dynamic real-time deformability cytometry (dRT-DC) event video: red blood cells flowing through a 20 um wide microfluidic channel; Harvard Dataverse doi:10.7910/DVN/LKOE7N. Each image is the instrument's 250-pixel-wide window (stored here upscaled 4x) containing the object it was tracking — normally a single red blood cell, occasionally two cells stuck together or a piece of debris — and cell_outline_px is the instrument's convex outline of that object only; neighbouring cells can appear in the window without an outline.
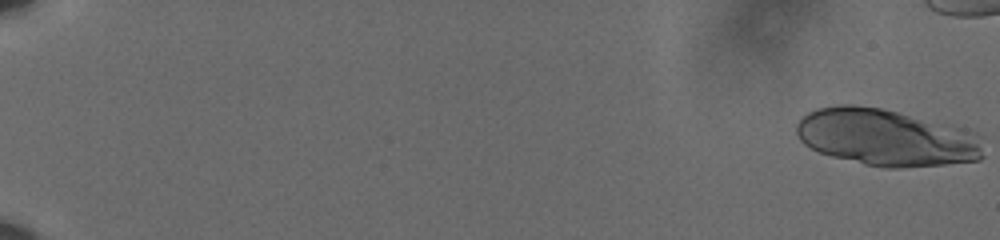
{"species": "human", "species_latin": "Homo sapiens", "temperature_condition": "cold", "stored_images_in_passage": 13, "camera_frame_rate_fps": 3000, "um_per_image_px": 0.085, "donor": {"sex": "male"}, "frame": {"image": 1, "passage_image": 1, "time_ms": 0.0, "image_size_px": [1000, 240], "cell_outline_px": [[984, 156], [980, 160], [944, 164], [900, 168], [884, 168], [864, 164], [832, 156], [820, 152], [804, 144], [800, 140], [796, 132], [796, 124], [808, 112], [816, 108], [836, 104], [856, 104], [880, 108], [976, 132]], "centroid_in_image_um": [75.28, 11.69], "position_along_channel_um": 9.7, "area_um2": 61.5}}